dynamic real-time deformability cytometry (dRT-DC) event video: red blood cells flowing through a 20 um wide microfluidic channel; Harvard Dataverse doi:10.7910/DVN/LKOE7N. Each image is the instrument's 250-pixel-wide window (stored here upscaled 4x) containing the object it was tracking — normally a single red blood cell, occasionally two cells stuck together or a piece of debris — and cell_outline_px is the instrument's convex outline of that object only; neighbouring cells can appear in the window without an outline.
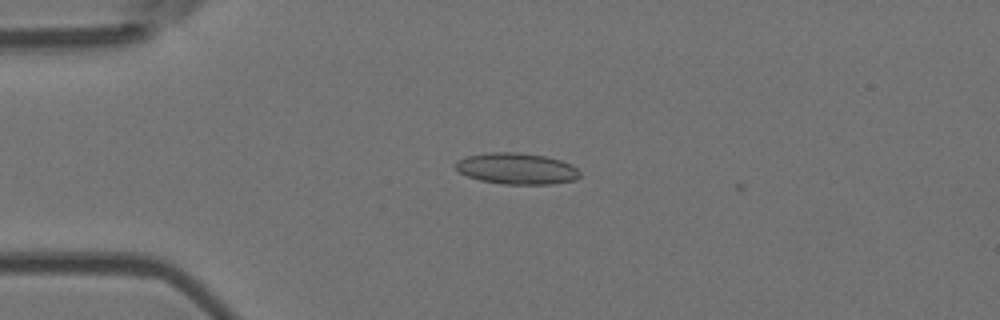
{"species": "Egyptian fruit bat (a non-hibernating species)", "species_latin": "Rousettus aegyptiacus", "temperature_condition": "room temperature", "stored_images_in_passage": 2, "camera_frame_rate_fps": 3000, "um_per_image_px": 0.085, "animal": {"sex": "female"}, "frame": {"image": 1, "passage_image": 1, "time_ms": 0.0, "image_size_px": [1000, 320], "cell_outline_px": [[580, 176], [576, 180], [552, 184], [500, 184], [480, 180], [468, 176], [460, 172], [456, 168], [456, 160], [468, 156], [492, 152], [516, 152], [544, 156], [560, 160], [572, 164], [580, 172]], "centroid_in_image_um": [43.94, 14.34], "position_along_channel_um": 41.1, "area_um2": 22.6}}